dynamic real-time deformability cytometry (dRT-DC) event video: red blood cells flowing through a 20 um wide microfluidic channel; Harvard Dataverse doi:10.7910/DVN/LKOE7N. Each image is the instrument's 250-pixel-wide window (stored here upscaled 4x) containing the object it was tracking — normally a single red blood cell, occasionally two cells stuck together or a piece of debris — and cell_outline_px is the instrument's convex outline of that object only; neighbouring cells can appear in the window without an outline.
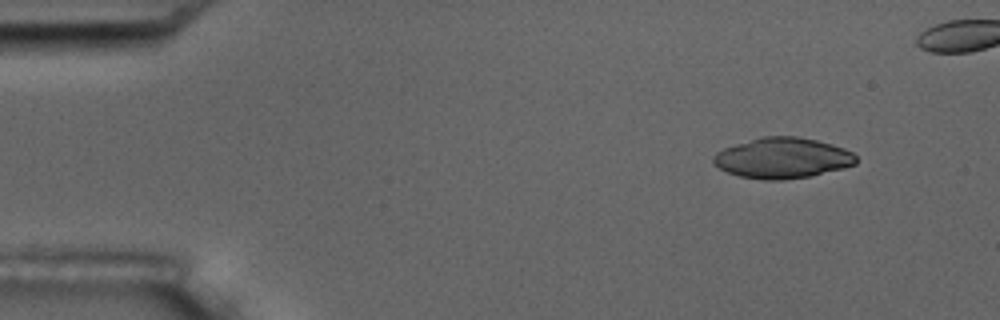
{"species": "common noctule bat (a hibernating species)", "species_latin": "Nyctalus noctula", "temperature_condition": "room temperature", "stored_images_in_passage": 6, "camera_frame_rate_fps": 3000, "um_per_image_px": 0.085, "animal": {"sex": "male", "body_mass_g": 17.5, "forearm_length_mm": 52.3}, "frame": {"image": 1, "passage_image": 2, "time_ms": 1.333, "image_size_px": [1000, 320], "cell_outline_px": [[856, 164], [844, 168], [808, 176], [784, 180], [760, 180], [740, 176], [728, 172], [720, 168], [712, 160], [712, 156], [716, 152], [724, 148], [760, 136], [796, 136], [816, 140], [832, 144], [844, 148], [852, 152], [856, 156]], "centroid_in_image_um": [66.51, 13.43], "position_along_channel_um": 18.5, "area_um2": 33.76}}